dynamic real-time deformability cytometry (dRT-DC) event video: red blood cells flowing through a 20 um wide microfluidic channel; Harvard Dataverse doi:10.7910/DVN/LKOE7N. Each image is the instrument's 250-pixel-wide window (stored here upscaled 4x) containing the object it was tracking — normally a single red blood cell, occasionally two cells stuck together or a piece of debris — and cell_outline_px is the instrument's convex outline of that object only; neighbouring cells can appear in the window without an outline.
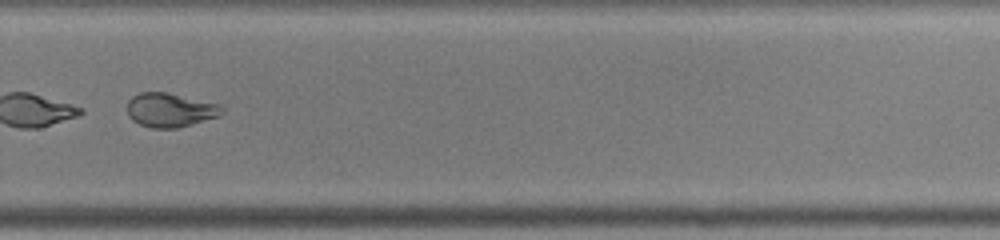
{"species": "common noctule bat (a hibernating species)", "species_latin": "Nyctalus noctula", "temperature_condition": "warm", "stored_images_in_passage": 48, "segment_of_instrument_passage": [2, 2], "camera_frame_rate_fps": 3000, "um_per_image_px": 0.085, "animal": {"sex": "male", "body_mass_g": 19.0, "forearm_length_mm": 50.8}, "frame": {"image": 1, "passage_image": 34, "time_ms": 11.0, "image_size_px": [1000, 240], "cell_outline_px": [[224, 112], [220, 116], [192, 124], [176, 128], [152, 128], [140, 124], [132, 120], [128, 116], [128, 100], [132, 96], [140, 92], [168, 92], [220, 104], [224, 108]], "centroid_in_image_um": [14.48, 9.34], "position_along_channel_um": 315.3, "area_um2": 18.96}}
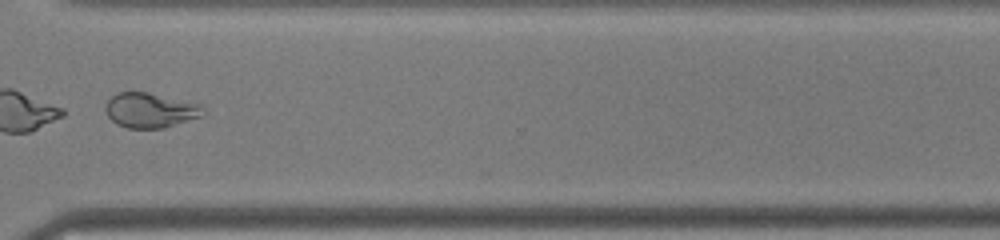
{"frame": {"image": 2, "passage_image": 37, "time_ms": 12.0, "image_size_px": [1000, 240], "cell_outline_px": [[204, 112], [200, 116], [164, 128], [128, 128], [116, 124], [108, 116], [104, 108], [104, 104], [116, 92], [148, 92], [200, 104], [204, 108]], "centroid_in_image_um": [12.73, 9.36], "position_along_channel_um": 357.9, "area_um2": 19.77}}